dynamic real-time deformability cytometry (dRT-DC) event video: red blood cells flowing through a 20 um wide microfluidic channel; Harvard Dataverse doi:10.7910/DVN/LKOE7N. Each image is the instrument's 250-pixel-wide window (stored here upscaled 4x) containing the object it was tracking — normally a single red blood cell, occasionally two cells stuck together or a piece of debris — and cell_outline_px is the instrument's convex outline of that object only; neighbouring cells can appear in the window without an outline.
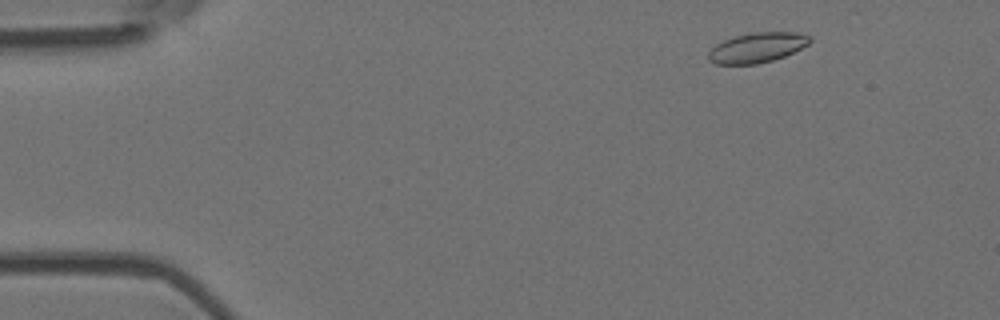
{"species": "Egyptian fruit bat (a non-hibernating species)", "species_latin": "Rousettus aegyptiacus", "temperature_condition": "room temperature", "stored_images_in_passage": 31, "camera_frame_rate_fps": 3000, "um_per_image_px": 0.085, "animal": {"sex": "female"}, "frame": {"image": 1, "passage_image": 4, "time_ms": 1.0, "image_size_px": [1000, 320], "cell_outline_px": [[812, 40], [808, 44], [784, 56], [772, 60], [756, 64], [716, 64], [708, 60], [708, 52], [716, 44], [724, 40], [736, 36], [752, 32], [796, 32], [812, 36]], "centroid_in_image_um": [64.35, 4.04], "position_along_channel_um": 20.6, "area_um2": 17.63}}
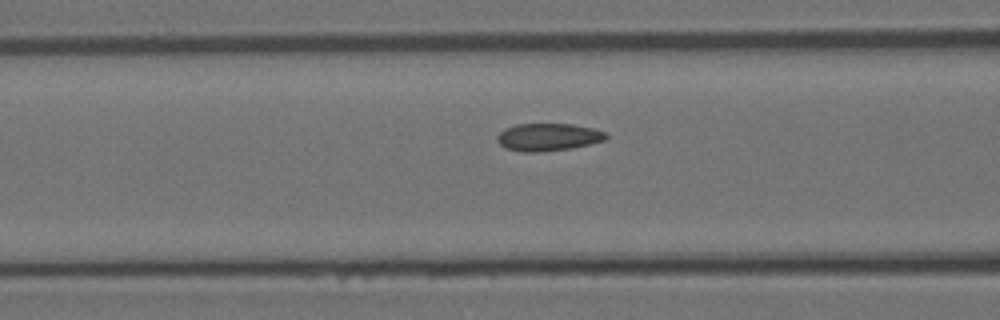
{"frame": {"image": 2, "passage_image": 19, "time_ms": 6.0, "image_size_px": [1000, 320], "cell_outline_px": [[608, 136], [604, 140], [572, 148], [540, 152], [520, 152], [504, 148], [496, 140], [496, 136], [504, 128], [516, 124], [572, 124], [592, 128], [604, 132]], "centroid_in_image_um": [46.53, 11.66], "position_along_channel_um": 120.1, "area_um2": 17.51}}
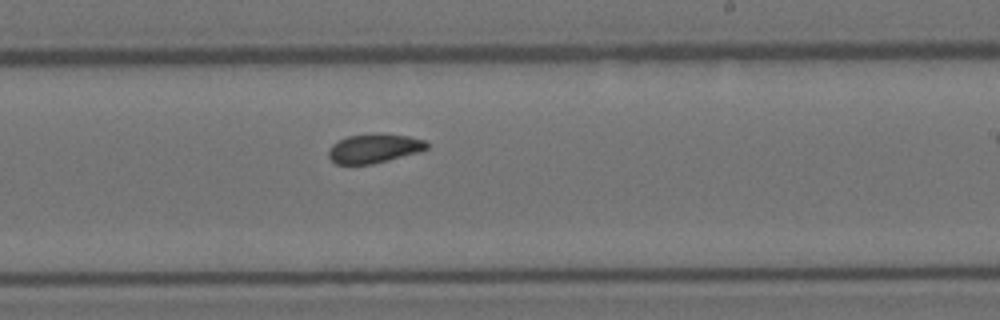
{"frame": {"image": 3, "passage_image": 30, "time_ms": 9.667, "image_size_px": [1000, 320], "cell_outline_px": [[428, 148], [416, 152], [388, 160], [372, 164], [336, 164], [328, 156], [328, 148], [332, 144], [348, 136], [376, 132], [408, 136], [424, 140], [428, 144]], "centroid_in_image_um": [31.76, 12.6], "position_along_channel_um": 257.2, "area_um2": 16.65}}